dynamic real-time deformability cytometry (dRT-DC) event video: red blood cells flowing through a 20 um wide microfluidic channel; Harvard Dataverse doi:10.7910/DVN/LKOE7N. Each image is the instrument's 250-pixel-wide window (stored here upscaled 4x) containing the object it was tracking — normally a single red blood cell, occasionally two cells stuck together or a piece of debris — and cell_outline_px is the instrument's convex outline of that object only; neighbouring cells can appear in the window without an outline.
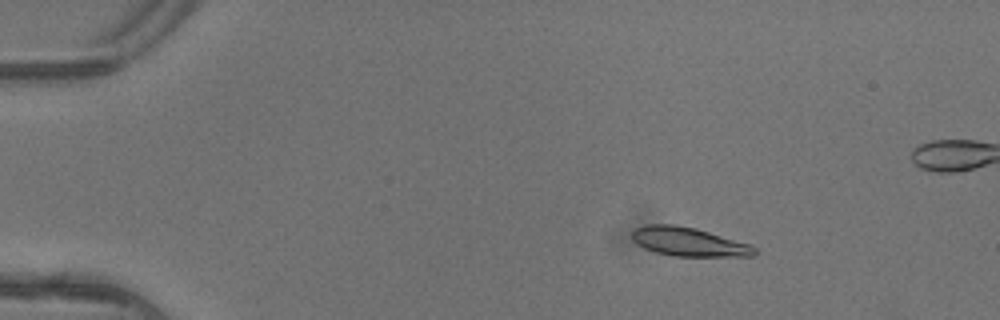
{"species": "common noctule bat (a hibernating species)", "species_latin": "Nyctalus noctula", "temperature_condition": "warm", "stored_images_in_passage": 5, "camera_frame_rate_fps": 3000, "um_per_image_px": 0.085, "animal": {"sex": "female"}, "frame": {"image": 1, "passage_image": 2, "time_ms": 0.333, "image_size_px": [1000, 320], "cell_outline_px": [[756, 252], [752, 256], [676, 256], [656, 252], [644, 248], [636, 244], [632, 240], [632, 232], [636, 228], [644, 224], [676, 224], [696, 228], [752, 244], [756, 248]], "centroid_in_image_um": [58.53, 20.54], "position_along_channel_um": 26.5, "area_um2": 20.75}}